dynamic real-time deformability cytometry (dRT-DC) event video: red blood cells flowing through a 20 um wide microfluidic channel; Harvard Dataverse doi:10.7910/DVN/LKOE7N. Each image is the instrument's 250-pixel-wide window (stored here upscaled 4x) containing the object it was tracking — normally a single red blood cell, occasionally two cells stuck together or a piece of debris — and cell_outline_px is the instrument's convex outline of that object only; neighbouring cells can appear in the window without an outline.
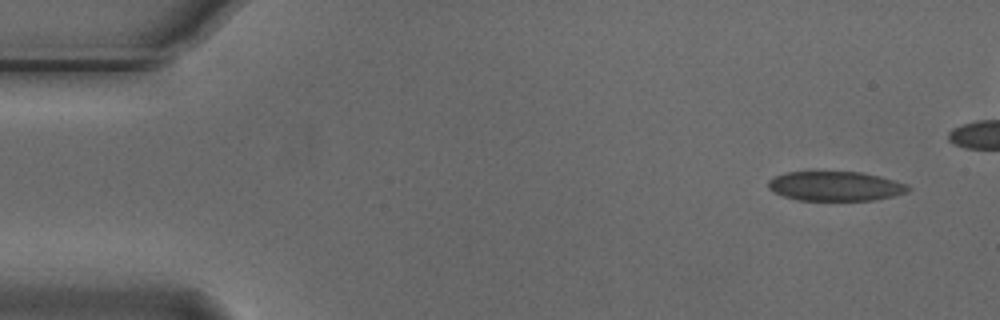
{"species": "Egyptian fruit bat (a non-hibernating species)", "species_latin": "Rousettus aegyptiacus", "temperature_condition": "cold", "stored_images_in_passage": 5, "camera_frame_rate_fps": 3000, "um_per_image_px": 0.085, "animal": {"sex": "male"}, "frame": {"image": 1, "passage_image": 1, "time_ms": 0.0, "image_size_px": [1000, 320], "cell_outline_px": [[912, 188], [908, 192], [896, 196], [872, 200], [800, 200], [784, 196], [772, 192], [768, 188], [768, 180], [772, 176], [784, 172], [860, 172], [880, 176], [908, 184]], "centroid_in_image_um": [71.01, 15.82], "position_along_channel_um": 14.0, "area_um2": 24.28}}